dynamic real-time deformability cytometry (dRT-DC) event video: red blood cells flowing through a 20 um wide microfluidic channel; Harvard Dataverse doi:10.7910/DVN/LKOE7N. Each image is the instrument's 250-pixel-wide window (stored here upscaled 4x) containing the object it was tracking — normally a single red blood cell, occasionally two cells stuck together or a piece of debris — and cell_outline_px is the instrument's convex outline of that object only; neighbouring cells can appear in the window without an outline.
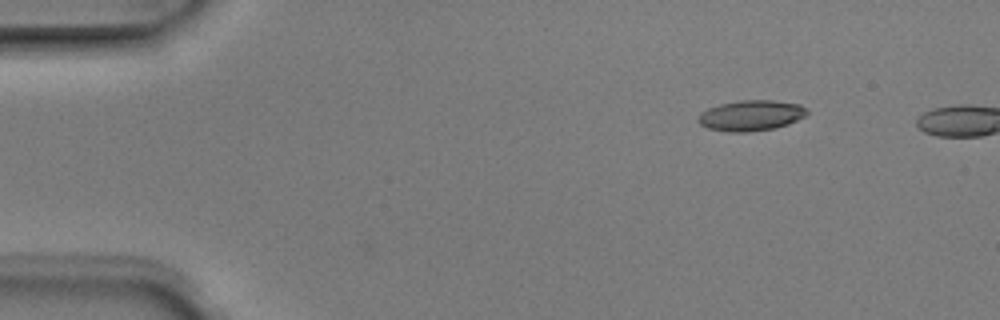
{"species": "Egyptian fruit bat (a non-hibernating species)", "species_latin": "Rousettus aegyptiacus", "temperature_condition": "room temperature", "stored_images_in_passage": 2, "camera_frame_rate_fps": 3000, "um_per_image_px": 0.085, "animal": {"sex": "male"}, "frame": {"image": 1, "passage_image": 1, "time_ms": 0.0, "image_size_px": [1000, 320], "cell_outline_px": [[808, 112], [804, 116], [788, 124], [772, 128], [748, 132], [728, 132], [708, 128], [700, 124], [696, 120], [700, 112], [708, 108], [720, 104], [740, 100], [772, 100], [800, 104]], "centroid_in_image_um": [63.78, 9.81], "position_along_channel_um": 21.2, "area_um2": 19.31}}